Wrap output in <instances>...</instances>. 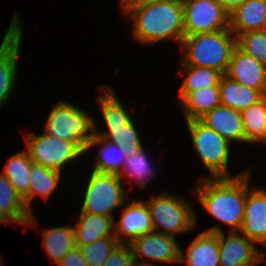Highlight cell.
<instances>
[{
	"label": "cell",
	"mask_w": 266,
	"mask_h": 266,
	"mask_svg": "<svg viewBox=\"0 0 266 266\" xmlns=\"http://www.w3.org/2000/svg\"><path fill=\"white\" fill-rule=\"evenodd\" d=\"M195 192L203 208L216 219L240 231L247 199V171L235 177L203 178Z\"/></svg>",
	"instance_id": "1"
},
{
	"label": "cell",
	"mask_w": 266,
	"mask_h": 266,
	"mask_svg": "<svg viewBox=\"0 0 266 266\" xmlns=\"http://www.w3.org/2000/svg\"><path fill=\"white\" fill-rule=\"evenodd\" d=\"M133 35L140 43L154 44L172 38L181 44L185 37L182 0H159L130 8Z\"/></svg>",
	"instance_id": "2"
},
{
	"label": "cell",
	"mask_w": 266,
	"mask_h": 266,
	"mask_svg": "<svg viewBox=\"0 0 266 266\" xmlns=\"http://www.w3.org/2000/svg\"><path fill=\"white\" fill-rule=\"evenodd\" d=\"M230 29L185 35L181 42L182 66L207 67L226 74L237 37Z\"/></svg>",
	"instance_id": "3"
},
{
	"label": "cell",
	"mask_w": 266,
	"mask_h": 266,
	"mask_svg": "<svg viewBox=\"0 0 266 266\" xmlns=\"http://www.w3.org/2000/svg\"><path fill=\"white\" fill-rule=\"evenodd\" d=\"M44 130L49 136L73 142L85 154L95 134V122L82 109L61 101L51 110Z\"/></svg>",
	"instance_id": "4"
},
{
	"label": "cell",
	"mask_w": 266,
	"mask_h": 266,
	"mask_svg": "<svg viewBox=\"0 0 266 266\" xmlns=\"http://www.w3.org/2000/svg\"><path fill=\"white\" fill-rule=\"evenodd\" d=\"M186 124L195 152L211 173V177H230L228 162L231 143L199 119L186 121Z\"/></svg>",
	"instance_id": "5"
},
{
	"label": "cell",
	"mask_w": 266,
	"mask_h": 266,
	"mask_svg": "<svg viewBox=\"0 0 266 266\" xmlns=\"http://www.w3.org/2000/svg\"><path fill=\"white\" fill-rule=\"evenodd\" d=\"M154 231L166 235L182 233L196 225L192 204L172 194L163 193L147 201ZM163 229L157 230L159 227Z\"/></svg>",
	"instance_id": "6"
},
{
	"label": "cell",
	"mask_w": 266,
	"mask_h": 266,
	"mask_svg": "<svg viewBox=\"0 0 266 266\" xmlns=\"http://www.w3.org/2000/svg\"><path fill=\"white\" fill-rule=\"evenodd\" d=\"M84 194L81 212L90 214L114 218L112 211L126 202V192L118 174L92 170Z\"/></svg>",
	"instance_id": "7"
},
{
	"label": "cell",
	"mask_w": 266,
	"mask_h": 266,
	"mask_svg": "<svg viewBox=\"0 0 266 266\" xmlns=\"http://www.w3.org/2000/svg\"><path fill=\"white\" fill-rule=\"evenodd\" d=\"M26 137L32 162L52 170L61 172L66 163L84 154L73 142L49 136L45 132L37 136L28 133Z\"/></svg>",
	"instance_id": "8"
},
{
	"label": "cell",
	"mask_w": 266,
	"mask_h": 266,
	"mask_svg": "<svg viewBox=\"0 0 266 266\" xmlns=\"http://www.w3.org/2000/svg\"><path fill=\"white\" fill-rule=\"evenodd\" d=\"M185 35L229 29V13L218 0H182Z\"/></svg>",
	"instance_id": "9"
},
{
	"label": "cell",
	"mask_w": 266,
	"mask_h": 266,
	"mask_svg": "<svg viewBox=\"0 0 266 266\" xmlns=\"http://www.w3.org/2000/svg\"><path fill=\"white\" fill-rule=\"evenodd\" d=\"M17 13L7 29L0 45V108L10 97L15 87L20 44L22 42V23Z\"/></svg>",
	"instance_id": "10"
},
{
	"label": "cell",
	"mask_w": 266,
	"mask_h": 266,
	"mask_svg": "<svg viewBox=\"0 0 266 266\" xmlns=\"http://www.w3.org/2000/svg\"><path fill=\"white\" fill-rule=\"evenodd\" d=\"M205 232H218L220 266H255L263 260L264 255L256 249L255 243L237 231H230L227 239L218 225Z\"/></svg>",
	"instance_id": "11"
},
{
	"label": "cell",
	"mask_w": 266,
	"mask_h": 266,
	"mask_svg": "<svg viewBox=\"0 0 266 266\" xmlns=\"http://www.w3.org/2000/svg\"><path fill=\"white\" fill-rule=\"evenodd\" d=\"M134 260L139 261L141 256L147 260H157L165 263H180L181 249L174 236L160 232H150L130 244Z\"/></svg>",
	"instance_id": "12"
},
{
	"label": "cell",
	"mask_w": 266,
	"mask_h": 266,
	"mask_svg": "<svg viewBox=\"0 0 266 266\" xmlns=\"http://www.w3.org/2000/svg\"><path fill=\"white\" fill-rule=\"evenodd\" d=\"M250 171H247V199L240 232L255 244L266 245V190L249 189Z\"/></svg>",
	"instance_id": "13"
},
{
	"label": "cell",
	"mask_w": 266,
	"mask_h": 266,
	"mask_svg": "<svg viewBox=\"0 0 266 266\" xmlns=\"http://www.w3.org/2000/svg\"><path fill=\"white\" fill-rule=\"evenodd\" d=\"M119 222H114V236L119 244H128L145 234L154 231L151 213L146 201L125 203Z\"/></svg>",
	"instance_id": "14"
},
{
	"label": "cell",
	"mask_w": 266,
	"mask_h": 266,
	"mask_svg": "<svg viewBox=\"0 0 266 266\" xmlns=\"http://www.w3.org/2000/svg\"><path fill=\"white\" fill-rule=\"evenodd\" d=\"M230 79L266 94V65L246 54L238 46L233 50L227 72Z\"/></svg>",
	"instance_id": "15"
},
{
	"label": "cell",
	"mask_w": 266,
	"mask_h": 266,
	"mask_svg": "<svg viewBox=\"0 0 266 266\" xmlns=\"http://www.w3.org/2000/svg\"><path fill=\"white\" fill-rule=\"evenodd\" d=\"M199 120L216 131L228 142L245 143V132L241 112L220 104L205 113Z\"/></svg>",
	"instance_id": "16"
},
{
	"label": "cell",
	"mask_w": 266,
	"mask_h": 266,
	"mask_svg": "<svg viewBox=\"0 0 266 266\" xmlns=\"http://www.w3.org/2000/svg\"><path fill=\"white\" fill-rule=\"evenodd\" d=\"M229 29L239 35L266 29V0H245L229 14Z\"/></svg>",
	"instance_id": "17"
},
{
	"label": "cell",
	"mask_w": 266,
	"mask_h": 266,
	"mask_svg": "<svg viewBox=\"0 0 266 266\" xmlns=\"http://www.w3.org/2000/svg\"><path fill=\"white\" fill-rule=\"evenodd\" d=\"M187 266H220L218 232H202L187 248V255L181 249L180 263Z\"/></svg>",
	"instance_id": "18"
},
{
	"label": "cell",
	"mask_w": 266,
	"mask_h": 266,
	"mask_svg": "<svg viewBox=\"0 0 266 266\" xmlns=\"http://www.w3.org/2000/svg\"><path fill=\"white\" fill-rule=\"evenodd\" d=\"M186 121L199 119L221 104L219 86L200 88L195 91H179Z\"/></svg>",
	"instance_id": "19"
},
{
	"label": "cell",
	"mask_w": 266,
	"mask_h": 266,
	"mask_svg": "<svg viewBox=\"0 0 266 266\" xmlns=\"http://www.w3.org/2000/svg\"><path fill=\"white\" fill-rule=\"evenodd\" d=\"M114 222L112 217L80 212L74 227L76 245H86L104 237L114 236Z\"/></svg>",
	"instance_id": "20"
},
{
	"label": "cell",
	"mask_w": 266,
	"mask_h": 266,
	"mask_svg": "<svg viewBox=\"0 0 266 266\" xmlns=\"http://www.w3.org/2000/svg\"><path fill=\"white\" fill-rule=\"evenodd\" d=\"M219 92L222 105L240 112L264 97L260 91L240 84L225 74L220 80Z\"/></svg>",
	"instance_id": "21"
},
{
	"label": "cell",
	"mask_w": 266,
	"mask_h": 266,
	"mask_svg": "<svg viewBox=\"0 0 266 266\" xmlns=\"http://www.w3.org/2000/svg\"><path fill=\"white\" fill-rule=\"evenodd\" d=\"M102 144L101 152L95 157L94 171L102 173L119 174L125 159V147L116 143H112L100 136L94 134V137L89 141L86 151L95 145Z\"/></svg>",
	"instance_id": "22"
},
{
	"label": "cell",
	"mask_w": 266,
	"mask_h": 266,
	"mask_svg": "<svg viewBox=\"0 0 266 266\" xmlns=\"http://www.w3.org/2000/svg\"><path fill=\"white\" fill-rule=\"evenodd\" d=\"M0 209L6 212L15 223L35 224L34 216L26 208L23 198L2 172L0 173Z\"/></svg>",
	"instance_id": "23"
},
{
	"label": "cell",
	"mask_w": 266,
	"mask_h": 266,
	"mask_svg": "<svg viewBox=\"0 0 266 266\" xmlns=\"http://www.w3.org/2000/svg\"><path fill=\"white\" fill-rule=\"evenodd\" d=\"M43 246L56 265L76 247L74 226H60L43 232Z\"/></svg>",
	"instance_id": "24"
},
{
	"label": "cell",
	"mask_w": 266,
	"mask_h": 266,
	"mask_svg": "<svg viewBox=\"0 0 266 266\" xmlns=\"http://www.w3.org/2000/svg\"><path fill=\"white\" fill-rule=\"evenodd\" d=\"M31 163L32 160L27 150L16 153L8 160L2 172L23 198L27 209Z\"/></svg>",
	"instance_id": "25"
},
{
	"label": "cell",
	"mask_w": 266,
	"mask_h": 266,
	"mask_svg": "<svg viewBox=\"0 0 266 266\" xmlns=\"http://www.w3.org/2000/svg\"><path fill=\"white\" fill-rule=\"evenodd\" d=\"M61 172L46 168L32 162L30 169V184L28 191V211L31 212V201L38 194L44 199L53 193L60 182Z\"/></svg>",
	"instance_id": "26"
},
{
	"label": "cell",
	"mask_w": 266,
	"mask_h": 266,
	"mask_svg": "<svg viewBox=\"0 0 266 266\" xmlns=\"http://www.w3.org/2000/svg\"><path fill=\"white\" fill-rule=\"evenodd\" d=\"M245 143L266 142V97L241 111Z\"/></svg>",
	"instance_id": "27"
},
{
	"label": "cell",
	"mask_w": 266,
	"mask_h": 266,
	"mask_svg": "<svg viewBox=\"0 0 266 266\" xmlns=\"http://www.w3.org/2000/svg\"><path fill=\"white\" fill-rule=\"evenodd\" d=\"M104 91V95L98 96V103L107 128H125L132 121L131 117L110 87Z\"/></svg>",
	"instance_id": "28"
},
{
	"label": "cell",
	"mask_w": 266,
	"mask_h": 266,
	"mask_svg": "<svg viewBox=\"0 0 266 266\" xmlns=\"http://www.w3.org/2000/svg\"><path fill=\"white\" fill-rule=\"evenodd\" d=\"M180 72H186L185 80L180 88V91H195L200 88L219 86L220 80L224 75L222 72L217 70L198 67V66H181Z\"/></svg>",
	"instance_id": "29"
},
{
	"label": "cell",
	"mask_w": 266,
	"mask_h": 266,
	"mask_svg": "<svg viewBox=\"0 0 266 266\" xmlns=\"http://www.w3.org/2000/svg\"><path fill=\"white\" fill-rule=\"evenodd\" d=\"M95 135L100 136L112 143H116L122 147H125L126 157L131 156L132 154L143 148L138 135V131L136 130L132 121L125 128L108 129L107 132L103 133H98L97 127L95 125Z\"/></svg>",
	"instance_id": "30"
},
{
	"label": "cell",
	"mask_w": 266,
	"mask_h": 266,
	"mask_svg": "<svg viewBox=\"0 0 266 266\" xmlns=\"http://www.w3.org/2000/svg\"><path fill=\"white\" fill-rule=\"evenodd\" d=\"M122 180L124 177L127 178L133 176L139 183L141 188L146 186L147 181L154 175V171L150 167V163L145 155L144 149L141 148L129 157H126L124 165L118 174Z\"/></svg>",
	"instance_id": "31"
},
{
	"label": "cell",
	"mask_w": 266,
	"mask_h": 266,
	"mask_svg": "<svg viewBox=\"0 0 266 266\" xmlns=\"http://www.w3.org/2000/svg\"><path fill=\"white\" fill-rule=\"evenodd\" d=\"M115 236L104 237L86 245H76L85 257L88 266H103L112 250L118 245Z\"/></svg>",
	"instance_id": "32"
},
{
	"label": "cell",
	"mask_w": 266,
	"mask_h": 266,
	"mask_svg": "<svg viewBox=\"0 0 266 266\" xmlns=\"http://www.w3.org/2000/svg\"><path fill=\"white\" fill-rule=\"evenodd\" d=\"M237 46L246 54L266 65V29L239 35Z\"/></svg>",
	"instance_id": "33"
},
{
	"label": "cell",
	"mask_w": 266,
	"mask_h": 266,
	"mask_svg": "<svg viewBox=\"0 0 266 266\" xmlns=\"http://www.w3.org/2000/svg\"><path fill=\"white\" fill-rule=\"evenodd\" d=\"M134 256L131 246L127 244H118L110 253L103 266H132Z\"/></svg>",
	"instance_id": "34"
},
{
	"label": "cell",
	"mask_w": 266,
	"mask_h": 266,
	"mask_svg": "<svg viewBox=\"0 0 266 266\" xmlns=\"http://www.w3.org/2000/svg\"><path fill=\"white\" fill-rule=\"evenodd\" d=\"M57 266H88L85 257L79 247L72 249Z\"/></svg>",
	"instance_id": "35"
},
{
	"label": "cell",
	"mask_w": 266,
	"mask_h": 266,
	"mask_svg": "<svg viewBox=\"0 0 266 266\" xmlns=\"http://www.w3.org/2000/svg\"><path fill=\"white\" fill-rule=\"evenodd\" d=\"M159 0H121L122 7H123V12L126 14V12L133 7H136L141 4L145 3H150V2H155Z\"/></svg>",
	"instance_id": "36"
},
{
	"label": "cell",
	"mask_w": 266,
	"mask_h": 266,
	"mask_svg": "<svg viewBox=\"0 0 266 266\" xmlns=\"http://www.w3.org/2000/svg\"><path fill=\"white\" fill-rule=\"evenodd\" d=\"M224 9L230 14L239 7L245 0H218Z\"/></svg>",
	"instance_id": "37"
},
{
	"label": "cell",
	"mask_w": 266,
	"mask_h": 266,
	"mask_svg": "<svg viewBox=\"0 0 266 266\" xmlns=\"http://www.w3.org/2000/svg\"><path fill=\"white\" fill-rule=\"evenodd\" d=\"M9 222L15 223V221L6 212L0 209V224H3V223L5 224Z\"/></svg>",
	"instance_id": "38"
},
{
	"label": "cell",
	"mask_w": 266,
	"mask_h": 266,
	"mask_svg": "<svg viewBox=\"0 0 266 266\" xmlns=\"http://www.w3.org/2000/svg\"><path fill=\"white\" fill-rule=\"evenodd\" d=\"M150 261L148 260V262H142V261H137V260H134L133 262V265L132 266H155V265H152L149 263Z\"/></svg>",
	"instance_id": "39"
}]
</instances>
